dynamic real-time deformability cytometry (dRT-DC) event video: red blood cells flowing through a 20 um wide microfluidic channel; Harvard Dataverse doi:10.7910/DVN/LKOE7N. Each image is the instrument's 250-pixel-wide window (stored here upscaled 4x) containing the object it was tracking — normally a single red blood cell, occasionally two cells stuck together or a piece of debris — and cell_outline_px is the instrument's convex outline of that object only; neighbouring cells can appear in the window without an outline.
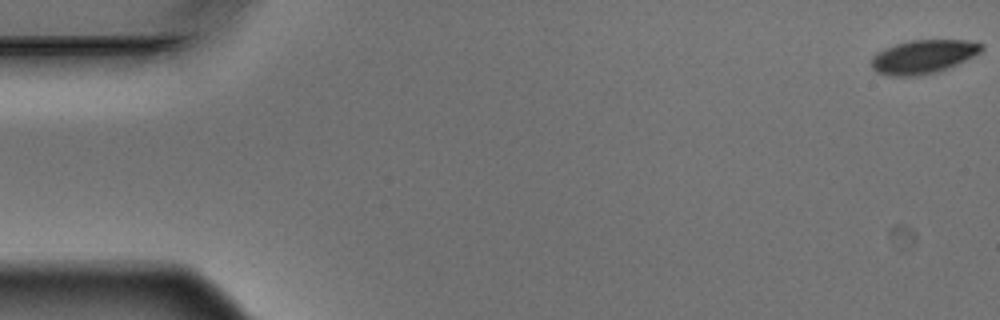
{"species": "Egyptian fruit bat (a non-hibernating species)", "species_latin": "Rousettus aegyptiacus", "temperature_condition": "warm", "stored_images_in_passage": 9, "camera_frame_rate_fps": 3000, "um_per_image_px": 0.085, "animal": {"sex": "male"}, "frame": {"image": 1, "passage_image": 1, "time_ms": 0.0, "image_size_px": [1000, 320], "cell_outline_px": [[984, 48], [980, 52], [948, 68], [936, 72], [916, 76], [888, 76], [876, 72], [872, 68], [872, 56], [876, 52], [884, 48], [896, 44], [912, 40], [968, 40], [984, 44]], "centroid_in_image_um": [78.45, 4.82], "position_along_channel_um": 6.6, "area_um2": 21.56}}
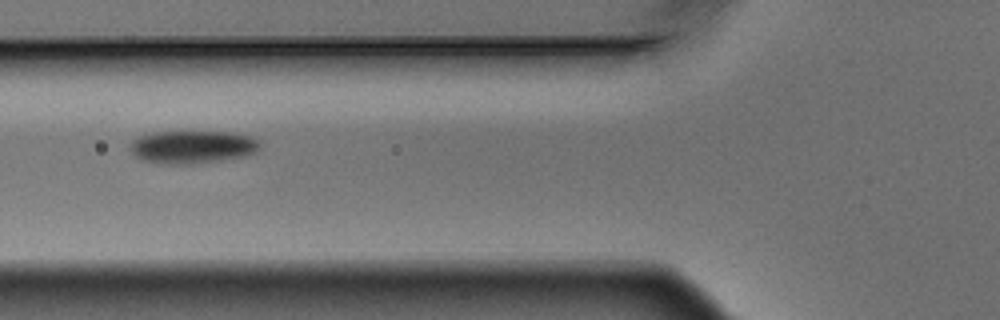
{"frame": {"image": 2, "passage_image": 7, "time_ms": 2.0, "image_size_px": [1000, 320], "cell_outline_px": [[260, 148], [256, 152], [244, 156], [220, 160], [188, 164], [160, 164], [144, 160], [136, 156], [132, 152], [132, 140], [140, 136], [156, 132], [232, 132], [252, 136], [260, 140]], "centroid_in_image_um": [16.41, 12.48], "position_along_channel_um": 109.4, "area_um2": 24.74}}
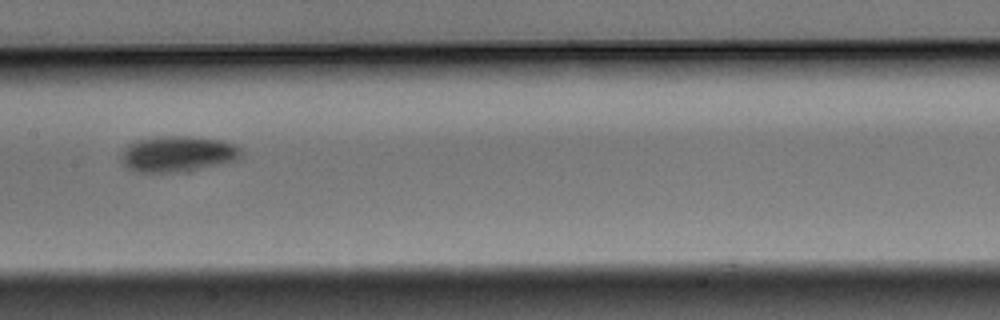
{"frame": {"image": 3, "passage_image": 9, "time_ms": 2.667, "image_size_px": [1000, 320], "cell_outline_px": [[240, 156], [236, 160], [188, 172], [140, 172], [128, 168], [124, 164], [120, 156], [128, 144], [136, 140], [156, 136], [188, 136], [220, 140], [236, 144], [240, 148]], "centroid_in_image_um": [15.1, 13.08], "position_along_channel_um": 192.3, "area_um2": 25.14}}